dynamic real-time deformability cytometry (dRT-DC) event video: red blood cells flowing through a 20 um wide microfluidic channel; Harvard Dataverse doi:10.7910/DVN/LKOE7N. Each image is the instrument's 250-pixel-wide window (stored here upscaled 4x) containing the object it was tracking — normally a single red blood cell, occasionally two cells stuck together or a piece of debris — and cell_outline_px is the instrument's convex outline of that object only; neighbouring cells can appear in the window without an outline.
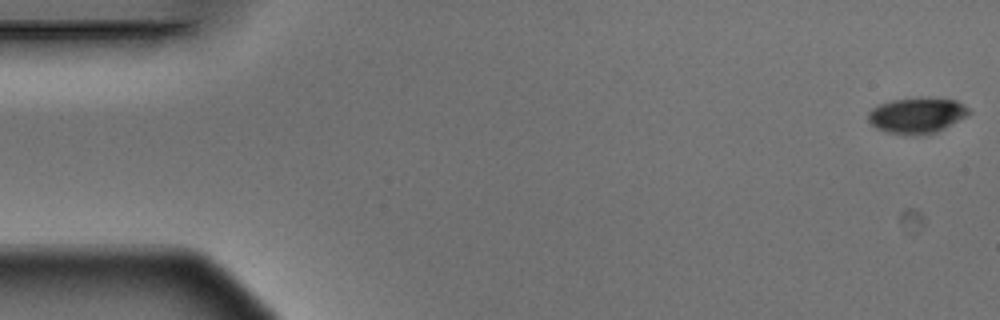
{"species": "Egyptian fruit bat (a non-hibernating species)", "species_latin": "Rousettus aegyptiacus", "temperature_condition": "warm", "stored_images_in_passage": 5, "camera_frame_rate_fps": 3000, "um_per_image_px": 0.085, "animal": {"sex": "male"}, "frame": {"image": 1, "passage_image": 1, "time_ms": 0.0, "image_size_px": [1000, 320], "cell_outline_px": [[972, 112], [944, 128], [936, 132], [916, 136], [904, 136], [888, 132], [876, 128], [868, 120], [868, 112], [872, 108], [880, 104], [892, 100], [916, 96], [928, 96], [956, 100], [964, 104]], "centroid_in_image_um": [77.93, 9.79], "position_along_channel_um": 7.1, "area_um2": 21.44}}
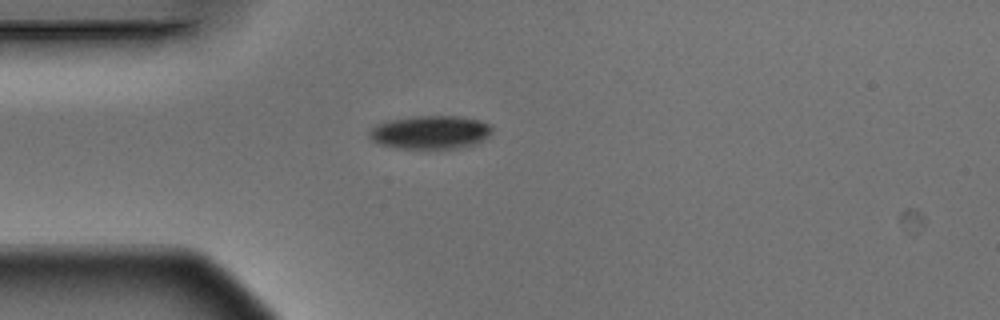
{"frame": {"image": 2, "passage_image": 5, "time_ms": 1.333, "image_size_px": [1000, 320], "cell_outline_px": [[492, 132], [484, 140], [476, 144], [456, 148], [396, 148], [376, 144], [368, 136], [368, 132], [376, 124], [388, 120], [416, 116], [464, 116], [480, 120], [488, 124], [492, 128]], "centroid_in_image_um": [36.56, 11.24], "position_along_channel_um": 48.4, "area_um2": 24.1}}